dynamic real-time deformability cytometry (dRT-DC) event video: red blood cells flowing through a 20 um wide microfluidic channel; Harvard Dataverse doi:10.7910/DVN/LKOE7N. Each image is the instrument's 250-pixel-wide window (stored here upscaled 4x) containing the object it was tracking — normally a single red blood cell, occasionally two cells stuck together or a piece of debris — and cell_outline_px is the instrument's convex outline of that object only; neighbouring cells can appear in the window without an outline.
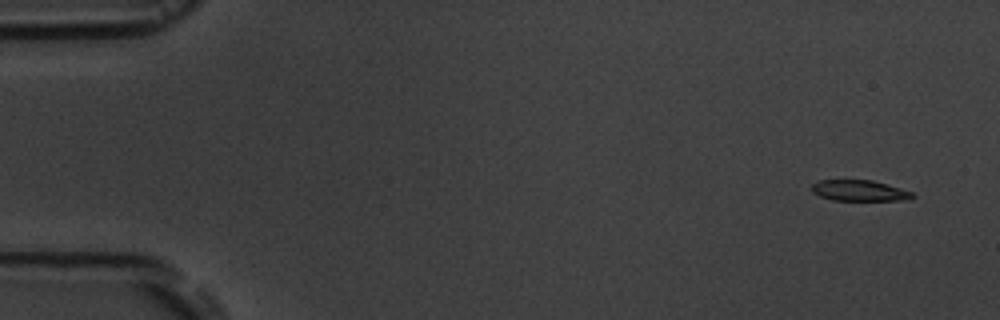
{"species": "common noctule bat (a hibernating species)", "species_latin": "Nyctalus noctula", "temperature_condition": "room temperature", "stored_images_in_passage": 5, "camera_frame_rate_fps": 3000, "um_per_image_px": 0.085, "animal": {"sex": "male", "body_mass_g": 19.5, "forearm_length_mm": 54.6}, "frame": {"image": 1, "passage_image": 1, "time_ms": 0.0, "image_size_px": [1000, 320], "cell_outline_px": [[916, 196], [908, 200], [832, 200], [820, 196], [812, 192], [812, 184], [820, 180], [872, 180], [912, 192]], "centroid_in_image_um": [73.04, 16.2], "position_along_channel_um": 12.0, "area_um2": 12.14}}
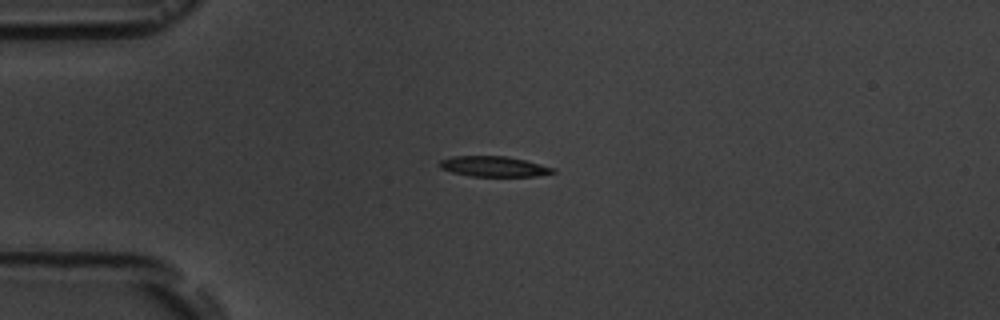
{"frame": {"image": 2, "passage_image": 4, "time_ms": 3.667, "image_size_px": [1000, 320], "cell_outline_px": [[556, 172], [536, 176], [472, 176], [452, 172], [440, 168], [440, 160], [452, 156], [508, 156], [556, 168]], "centroid_in_image_um": [41.99, 14.14], "position_along_channel_um": 43.0, "area_um2": 13.41}}